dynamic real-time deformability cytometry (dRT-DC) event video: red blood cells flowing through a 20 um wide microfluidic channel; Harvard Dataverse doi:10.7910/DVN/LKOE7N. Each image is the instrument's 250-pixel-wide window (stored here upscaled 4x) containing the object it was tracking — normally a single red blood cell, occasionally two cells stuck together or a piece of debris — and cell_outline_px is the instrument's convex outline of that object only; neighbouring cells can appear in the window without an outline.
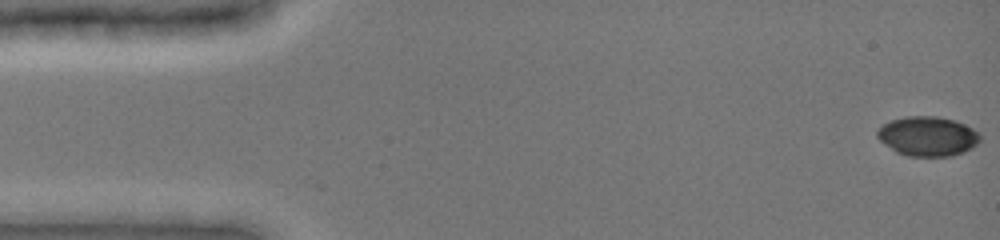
{"species": "common noctule bat (a hibernating species)", "species_latin": "Nyctalus noctula", "temperature_condition": "cold", "stored_images_in_passage": 21, "camera_frame_rate_fps": 3000, "um_per_image_px": 0.085, "animal": {"sex": "female", "body_mass_g": 19.0, "forearm_length_mm": 51.5}, "frame": {"image": 1, "passage_image": 1, "time_ms": 0.0, "image_size_px": [1000, 240], "cell_outline_px": [[980, 140], [972, 148], [964, 152], [952, 156], [908, 156], [896, 152], [884, 144], [876, 136], [876, 132], [884, 124], [892, 120], [904, 116], [936, 116], [956, 120], [972, 128], [980, 136]], "centroid_in_image_um": [78.85, 11.58], "position_along_channel_um": 6.2, "area_um2": 23.7}}
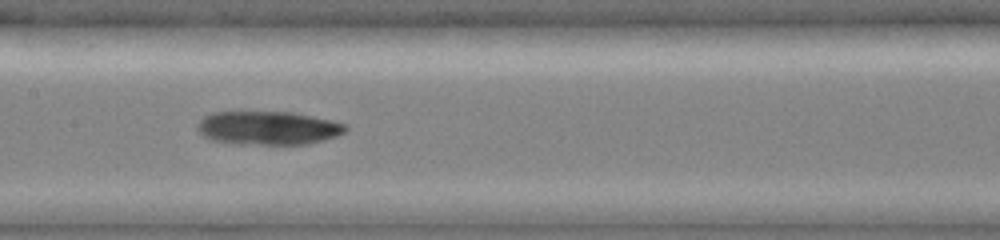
{"frame": {"image": 2, "passage_image": 14, "time_ms": 7.667, "image_size_px": [1000, 240], "cell_outline_px": [[348, 128], [344, 132], [336, 136], [324, 140], [308, 144], [236, 144], [212, 140], [204, 136], [196, 128], [200, 120], [204, 116], [212, 112], [292, 112], [332, 120], [348, 124]], "centroid_in_image_um": [22.8, 10.88], "position_along_channel_um": 184.6, "area_um2": 29.07}}
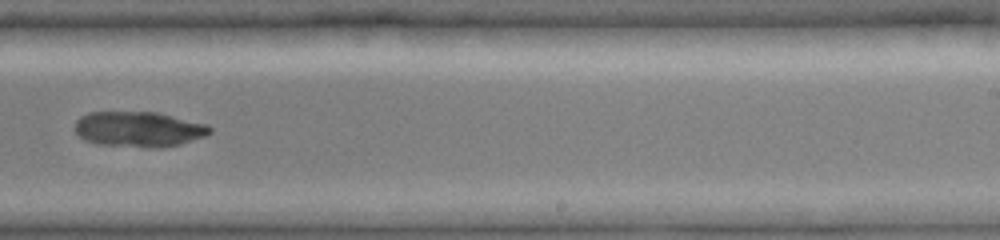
{"frame": {"image": 3, "passage_image": 19, "time_ms": 10.0, "image_size_px": [1000, 240], "cell_outline_px": [[212, 132], [204, 136], [180, 144], [160, 148], [156, 148], [96, 144], [84, 140], [76, 132], [76, 120], [80, 116], [88, 112], [160, 112], [208, 124], [212, 128]], "centroid_in_image_um": [11.81, 10.97], "position_along_channel_um": 277.2, "area_um2": 28.03}}